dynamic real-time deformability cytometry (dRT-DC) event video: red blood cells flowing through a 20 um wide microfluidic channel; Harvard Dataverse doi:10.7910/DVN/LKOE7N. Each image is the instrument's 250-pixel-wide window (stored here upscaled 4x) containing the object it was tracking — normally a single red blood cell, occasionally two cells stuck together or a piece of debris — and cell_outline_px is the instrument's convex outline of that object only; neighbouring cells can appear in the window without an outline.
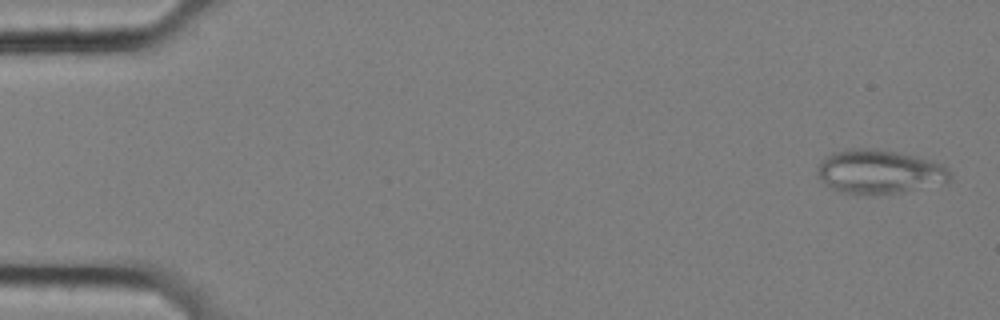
{"species": "common noctule bat (a hibernating species)", "species_latin": "Nyctalus noctula", "temperature_condition": "cold", "stored_images_in_passage": 32, "segment_of_instrument_passage": [1, 2], "camera_frame_rate_fps": 3000, "um_per_image_px": 0.085, "animal": {"sex": "female", "body_mass_g": 25.1}, "frame": {"image": 1, "passage_image": 2, "time_ms": 0.333, "image_size_px": [1000, 320], "cell_outline_px": [[952, 180], [948, 184], [900, 192], [868, 196], [840, 192], [832, 188], [816, 172], [816, 168], [820, 160], [824, 156], [832, 152], [848, 148], [876, 148], [896, 152], [932, 160], [944, 164], [948, 168], [952, 176]], "centroid_in_image_um": [74.79, 14.6], "position_along_channel_um": 10.2, "area_um2": 34.8}}
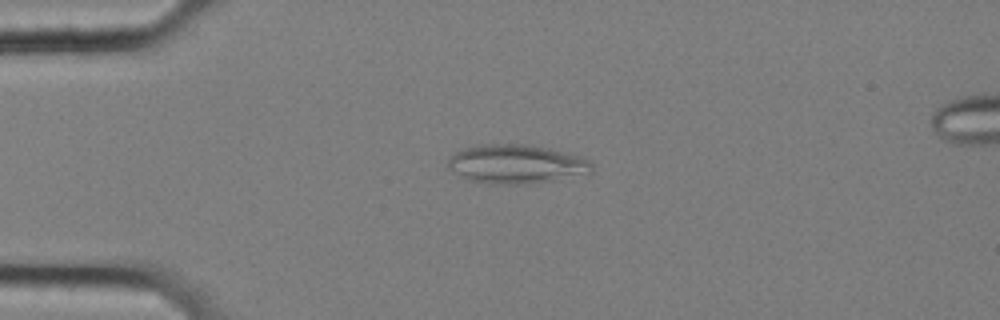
{"frame": {"image": 2, "passage_image": 14, "time_ms": 4.333, "image_size_px": [1000, 320], "cell_outline_px": [[592, 172], [552, 180], [528, 184], [488, 184], [468, 180], [448, 168], [448, 156], [460, 148], [476, 144], [524, 144], [548, 148], [576, 156], [588, 160], [592, 164]], "centroid_in_image_um": [43.78, 13.94], "position_along_channel_um": 41.2, "area_um2": 32.6}}